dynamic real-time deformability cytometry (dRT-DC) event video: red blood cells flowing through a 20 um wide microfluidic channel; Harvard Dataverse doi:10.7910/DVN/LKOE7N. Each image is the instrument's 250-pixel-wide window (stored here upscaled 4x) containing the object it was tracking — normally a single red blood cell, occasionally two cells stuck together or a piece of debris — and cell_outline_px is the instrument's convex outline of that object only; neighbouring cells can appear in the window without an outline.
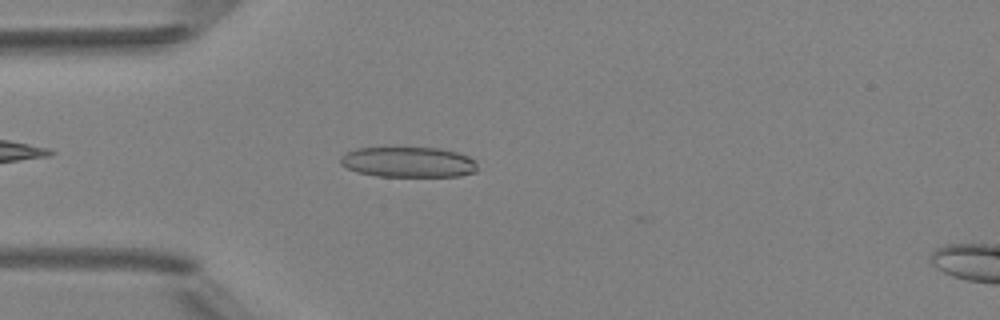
{"species": "Egyptian fruit bat (a non-hibernating species)", "species_latin": "Rousettus aegyptiacus", "temperature_condition": "room temperature", "stored_images_in_passage": 4, "camera_frame_rate_fps": 3000, "um_per_image_px": 0.085, "animal": {"sex": "female"}, "frame": {"image": 1, "passage_image": 4, "time_ms": 4.333, "image_size_px": [1000, 320], "cell_outline_px": [[476, 172], [460, 176], [376, 176], [356, 172], [340, 164], [340, 156], [356, 148], [384, 144], [388, 144], [440, 148], [456, 152], [468, 156], [476, 160]], "centroid_in_image_um": [34.65, 13.72], "position_along_channel_um": 50.4, "area_um2": 25.55}}